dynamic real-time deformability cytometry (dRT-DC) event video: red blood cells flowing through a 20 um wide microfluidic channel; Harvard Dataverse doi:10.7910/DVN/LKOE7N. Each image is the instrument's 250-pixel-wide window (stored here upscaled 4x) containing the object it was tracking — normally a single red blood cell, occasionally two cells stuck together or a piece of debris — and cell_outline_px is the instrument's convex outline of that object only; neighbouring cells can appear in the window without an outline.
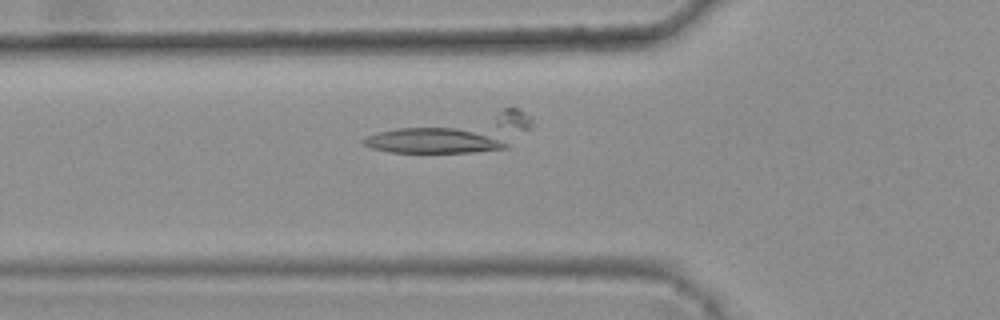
{"species": "common noctule bat (a hibernating species)", "species_latin": "Nyctalus noctula", "temperature_condition": "warm", "stored_images_in_passage": 42, "camera_frame_rate_fps": 3000, "um_per_image_px": 0.085, "animal": {"sex": "female", "body_mass_g": 25.1}, "frame": {"image": 1, "passage_image": 19, "time_ms": 6.0, "image_size_px": [1000, 320], "cell_outline_px": [[508, 148], [472, 152], [388, 152], [372, 148], [364, 144], [360, 140], [376, 132], [396, 128], [456, 128], [492, 132], [508, 144]], "centroid_in_image_um": [36.89, 11.94], "position_along_channel_um": 88.9, "area_um2": 21.39}}